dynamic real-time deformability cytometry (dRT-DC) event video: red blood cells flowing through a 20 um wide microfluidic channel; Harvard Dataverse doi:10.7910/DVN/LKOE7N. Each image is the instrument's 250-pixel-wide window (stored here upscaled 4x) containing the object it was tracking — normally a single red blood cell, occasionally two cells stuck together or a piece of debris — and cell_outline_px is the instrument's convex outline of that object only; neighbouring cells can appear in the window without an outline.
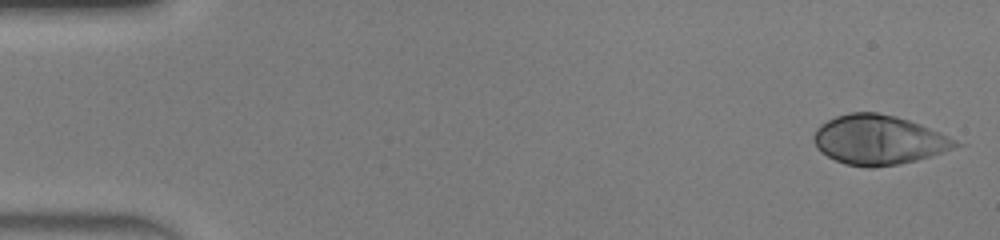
{"species": "human", "species_latin": "Homo sapiens", "temperature_condition": "warm", "stored_images_in_passage": 48, "camera_frame_rate_fps": 3000, "um_per_image_px": 0.085, "donor": {"sex": "male"}, "frame": {"image": 1, "passage_image": 1, "time_ms": 0.0, "image_size_px": [1000, 240], "cell_outline_px": [[960, 144], [952, 148], [916, 160], [900, 164], [872, 168], [868, 168], [844, 164], [820, 152], [812, 140], [812, 136], [816, 128], [820, 124], [836, 116], [848, 112], [876, 112], [896, 116], [920, 124], [956, 140]], "centroid_in_image_um": [74.6, 11.89], "position_along_channel_um": 10.4, "area_um2": 40.69}}
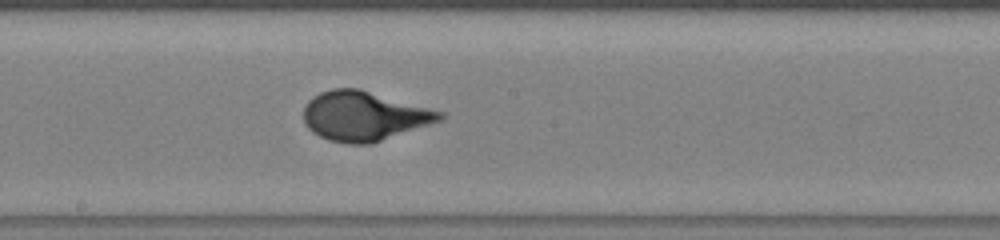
{"frame": {"image": 2, "passage_image": 26, "time_ms": 8.333, "image_size_px": [1000, 240], "cell_outline_px": [[444, 120], [372, 144], [348, 144], [328, 140], [312, 132], [308, 128], [304, 120], [304, 108], [308, 100], [320, 92], [332, 88], [360, 88], [444, 112]], "centroid_in_image_um": [30.97, 9.87], "position_along_channel_um": 217.2, "area_um2": 39.59}}
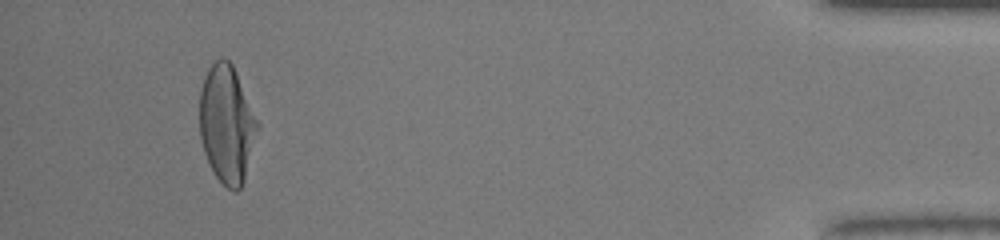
{"frame": {"image": 3, "passage_image": 45, "time_ms": 14.667, "image_size_px": [1000, 240], "cell_outline_px": [[260, 128], [244, 180], [240, 188], [236, 192], [232, 192], [216, 176], [204, 152], [200, 136], [200, 92], [204, 76], [208, 68], [216, 60], [224, 56], [232, 64], [236, 72], [260, 124]], "centroid_in_image_um": [19.3, 10.54], "position_along_channel_um": 415.9, "area_um2": 39.82}, "authors_computed_cell_mechanics": {"area_um2": 38.8994, "velocity_mm_per_s": 4.2116, "shape_relaxation_time_tau1_ms": 3.9254, "shape_relaxation_time_tau2_ms": null, "deformation_change_tau1": 0.2488, "deformation_change_tau2": null}}